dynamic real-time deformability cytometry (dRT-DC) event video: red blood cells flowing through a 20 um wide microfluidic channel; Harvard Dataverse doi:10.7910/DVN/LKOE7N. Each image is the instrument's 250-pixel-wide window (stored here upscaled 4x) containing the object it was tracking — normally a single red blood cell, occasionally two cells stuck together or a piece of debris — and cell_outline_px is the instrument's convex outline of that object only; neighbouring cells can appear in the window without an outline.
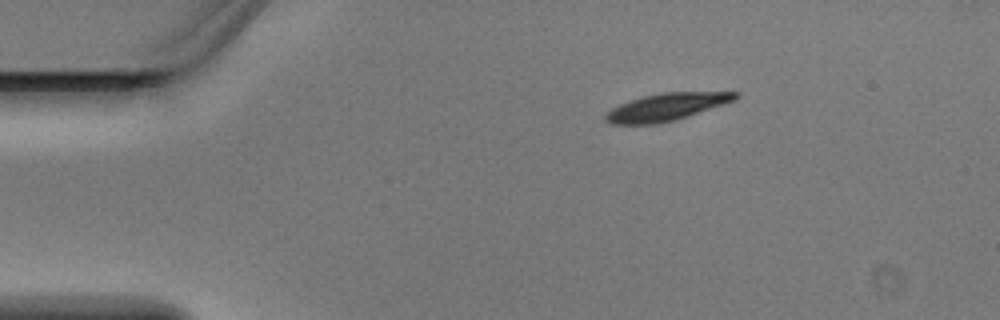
{"species": "Egyptian fruit bat (a non-hibernating species)", "species_latin": "Rousettus aegyptiacus", "temperature_condition": "warm", "stored_images_in_passage": 2, "camera_frame_rate_fps": 3000, "um_per_image_px": 0.085, "animal": {"sex": "male"}, "frame": {"image": 1, "passage_image": 2, "time_ms": 0.333, "image_size_px": [1000, 320], "cell_outline_px": [[740, 96], [736, 100], [676, 120], [660, 124], [608, 124], [604, 120], [604, 112], [620, 104], [644, 96], [664, 92], [736, 92]], "centroid_in_image_um": [56.62, 9.11], "position_along_channel_um": 28.4, "area_um2": 20.75}}